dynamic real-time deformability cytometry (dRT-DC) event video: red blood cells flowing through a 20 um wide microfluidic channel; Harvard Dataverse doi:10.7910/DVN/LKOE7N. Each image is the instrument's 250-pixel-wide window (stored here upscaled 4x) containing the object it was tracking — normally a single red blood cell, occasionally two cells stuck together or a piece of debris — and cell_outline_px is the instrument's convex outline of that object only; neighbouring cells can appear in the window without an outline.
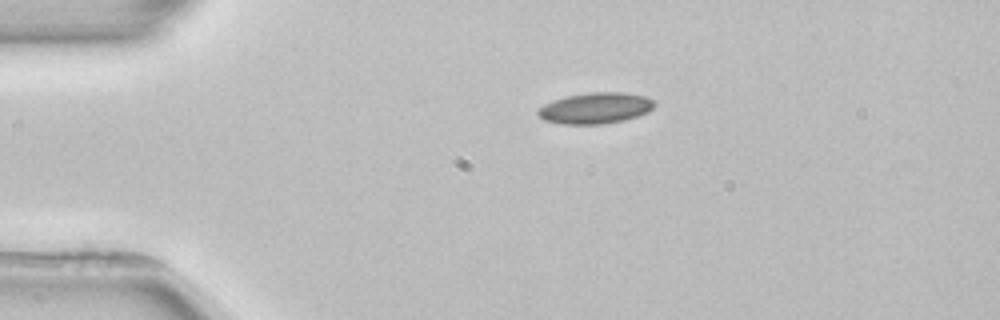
{"species": "common noctule bat (a hibernating species)", "species_latin": "Nyctalus noctula", "temperature_condition": "room temperature", "stored_images_in_passage": 2, "camera_frame_rate_fps": 3000, "um_per_image_px": 0.085, "animal": {"sex": "female", "body_mass_g": 22.7, "forearm_length_mm": 54.2}, "frame": {"image": 1, "passage_image": 1, "time_ms": 0.0, "image_size_px": [1000, 320], "cell_outline_px": [[656, 104], [648, 112], [624, 120], [604, 124], [560, 124], [544, 120], [536, 112], [536, 108], [552, 100], [568, 96], [588, 92], [620, 92], [644, 96], [652, 100]], "centroid_in_image_um": [50.57, 9.19], "position_along_channel_um": 34.4, "area_um2": 21.1}}